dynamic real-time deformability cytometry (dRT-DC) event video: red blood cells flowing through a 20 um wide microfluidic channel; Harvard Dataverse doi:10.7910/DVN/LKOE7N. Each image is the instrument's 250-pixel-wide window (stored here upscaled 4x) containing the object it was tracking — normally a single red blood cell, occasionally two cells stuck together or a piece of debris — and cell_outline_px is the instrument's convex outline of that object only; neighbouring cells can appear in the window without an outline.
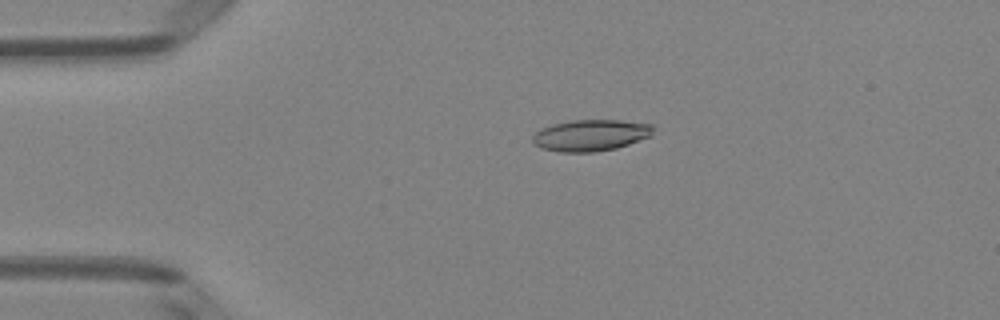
{"species": "Egyptian fruit bat (a non-hibernating species)", "species_latin": "Rousettus aegyptiacus", "temperature_condition": "room temperature", "stored_images_in_passage": 50, "camera_frame_rate_fps": 3000, "um_per_image_px": 0.085, "animal": {"sex": "female"}, "frame": {"image": 1, "passage_image": 11, "time_ms": 3.333, "image_size_px": [1000, 320], "cell_outline_px": [[652, 136], [616, 148], [596, 152], [560, 152], [540, 148], [532, 140], [532, 136], [540, 128], [552, 124], [572, 120], [620, 120], [652, 124]], "centroid_in_image_um": [50.19, 11.5], "position_along_channel_um": 34.8, "area_um2": 22.14}}
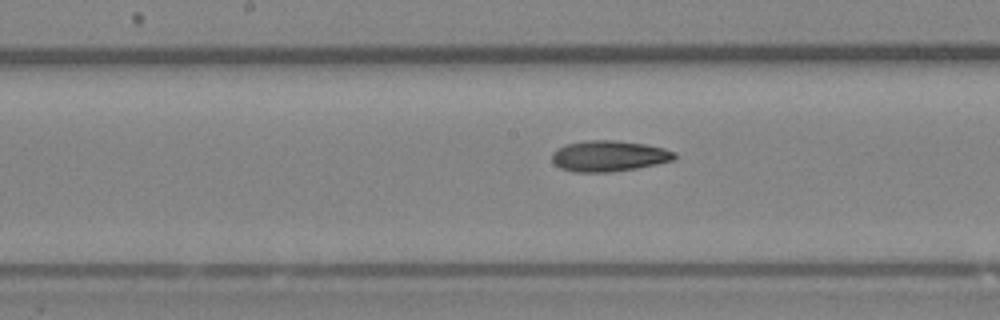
{"frame": {"image": 2, "passage_image": 26, "time_ms": 8.333, "image_size_px": [1000, 320], "cell_outline_px": [[676, 160], [636, 168], [612, 172], [576, 172], [560, 168], [552, 160], [552, 152], [556, 148], [564, 144], [584, 140], [616, 140], [644, 144], [664, 148], [676, 152]], "centroid_in_image_um": [51.75, 13.25], "position_along_channel_um": 196.5, "area_um2": 22.25}}
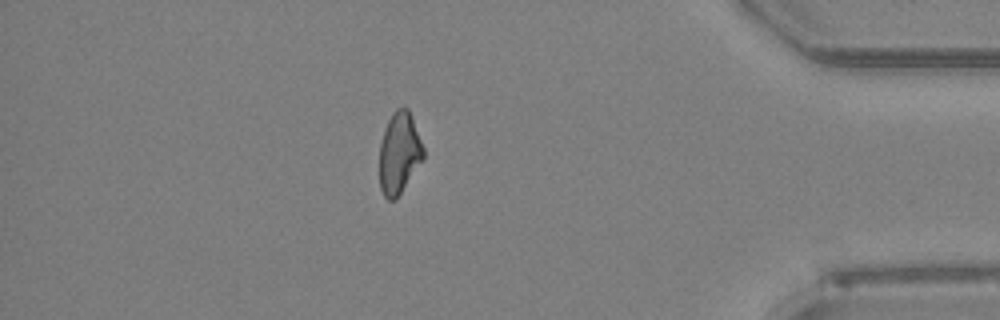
{"frame": {"image": 3, "passage_image": 44, "time_ms": 14.333, "image_size_px": [1000, 320], "cell_outline_px": [[424, 156], [396, 200], [388, 200], [384, 196], [380, 188], [380, 144], [384, 128], [392, 112], [396, 108], [408, 108], [424, 148]], "centroid_in_image_um": [33.91, 13.0], "position_along_channel_um": 401.3, "area_um2": 20.63}, "authors_computed_cell_mechanics": {"area_um2": 21.6172, "velocity_mm_per_s": 4.0449, "shape_relaxation_time_tau1_ms": null, "shape_relaxation_time_tau2_ms": 10.5996, "deformation_change_tau1": null, "deformation_change_tau2": 0.2396}}